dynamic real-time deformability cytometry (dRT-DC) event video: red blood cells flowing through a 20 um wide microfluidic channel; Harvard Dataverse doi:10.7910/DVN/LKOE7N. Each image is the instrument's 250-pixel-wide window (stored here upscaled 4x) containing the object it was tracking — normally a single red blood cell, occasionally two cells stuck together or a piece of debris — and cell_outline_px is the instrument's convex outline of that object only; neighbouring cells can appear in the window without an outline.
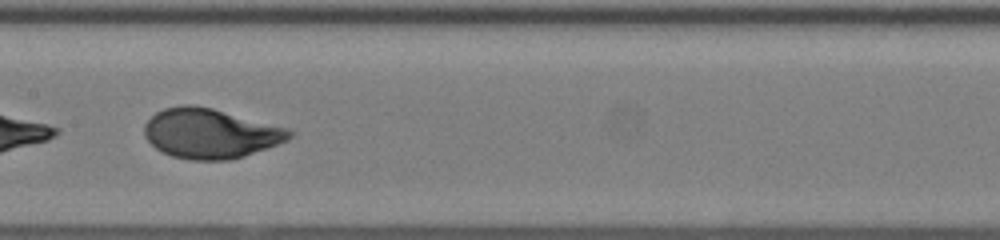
{"species": "human", "species_latin": "Homo sapiens", "temperature_condition": "room temperature", "stored_images_in_passage": 41, "camera_frame_rate_fps": 3000, "um_per_image_px": 0.085, "donor": {"sex": "female"}, "frame": {"image": 1, "passage_image": 29, "time_ms": 9.333, "image_size_px": [1000, 240], "cell_outline_px": [[292, 136], [288, 140], [244, 156], [228, 160], [192, 160], [172, 156], [156, 148], [144, 136], [144, 124], [156, 112], [164, 108], [184, 104], [192, 104], [212, 108], [288, 128], [292, 132]], "centroid_in_image_um": [17.86, 11.33], "position_along_channel_um": 189.5, "area_um2": 41.85}}
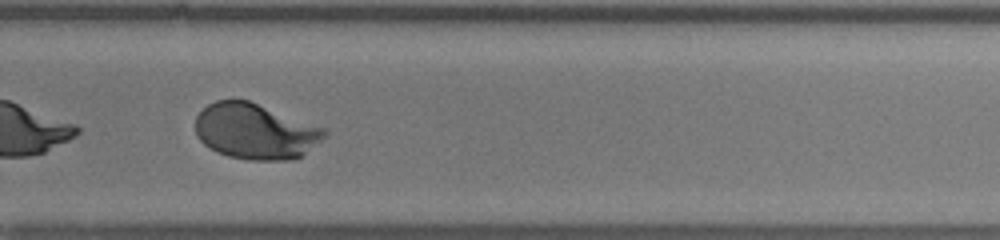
{"frame": {"image": 2, "passage_image": 38, "time_ms": 12.333, "image_size_px": [1000, 240], "cell_outline_px": [[328, 132], [320, 140], [300, 156], [292, 160], [248, 160], [228, 156], [216, 152], [204, 144], [196, 136], [196, 116], [208, 104], [216, 100], [248, 100], [324, 128]], "centroid_in_image_um": [21.65, 11.17], "position_along_channel_um": 308.1, "area_um2": 41.44}}